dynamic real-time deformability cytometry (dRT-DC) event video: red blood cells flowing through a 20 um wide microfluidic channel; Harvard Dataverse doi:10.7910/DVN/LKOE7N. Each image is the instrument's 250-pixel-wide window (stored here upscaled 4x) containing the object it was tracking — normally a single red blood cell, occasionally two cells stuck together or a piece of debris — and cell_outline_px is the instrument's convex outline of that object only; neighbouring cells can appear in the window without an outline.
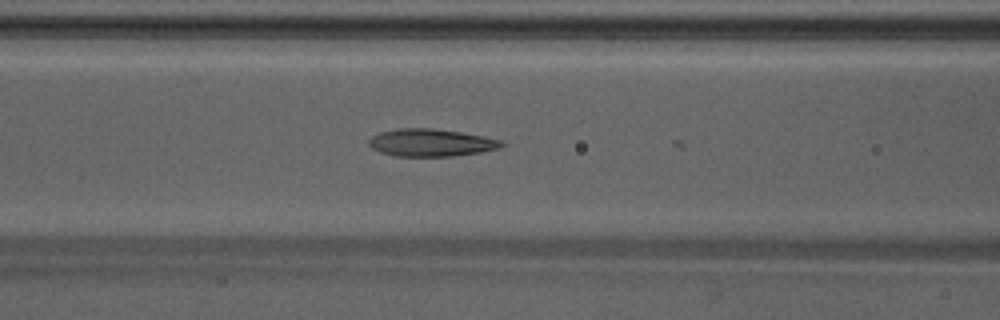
{"species": "Egyptian fruit bat (a non-hibernating species)", "species_latin": "Rousettus aegyptiacus", "temperature_condition": "warm", "stored_images_in_passage": 10, "camera_frame_rate_fps": 3000, "um_per_image_px": 0.085, "animal": {"sex": "male"}, "frame": {"image": 1, "passage_image": 6, "time_ms": 1.667, "image_size_px": [1000, 320], "cell_outline_px": [[508, 144], [500, 148], [480, 152], [452, 156], [396, 156], [380, 152], [372, 148], [368, 144], [368, 140], [372, 136], [380, 132], [396, 128], [432, 128], [460, 132], [484, 136], [500, 140]], "centroid_in_image_um": [36.64, 12.12], "position_along_channel_um": 130.0, "area_um2": 21.33}}
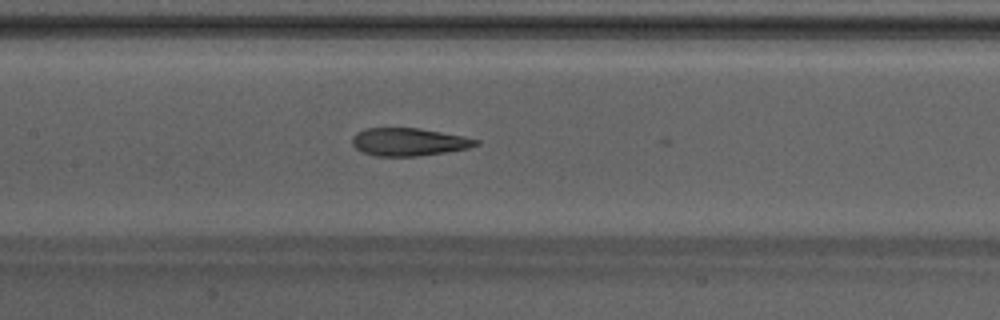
{"frame": {"image": 2, "passage_image": 9, "time_ms": 2.667, "image_size_px": [1000, 320], "cell_outline_px": [[480, 144], [468, 148], [444, 152], [416, 156], [376, 156], [364, 152], [356, 148], [352, 144], [352, 136], [356, 132], [364, 128], [420, 128], [464, 136], [480, 140]], "centroid_in_image_um": [34.74, 12.05], "position_along_channel_um": 172.7, "area_um2": 20.06}}